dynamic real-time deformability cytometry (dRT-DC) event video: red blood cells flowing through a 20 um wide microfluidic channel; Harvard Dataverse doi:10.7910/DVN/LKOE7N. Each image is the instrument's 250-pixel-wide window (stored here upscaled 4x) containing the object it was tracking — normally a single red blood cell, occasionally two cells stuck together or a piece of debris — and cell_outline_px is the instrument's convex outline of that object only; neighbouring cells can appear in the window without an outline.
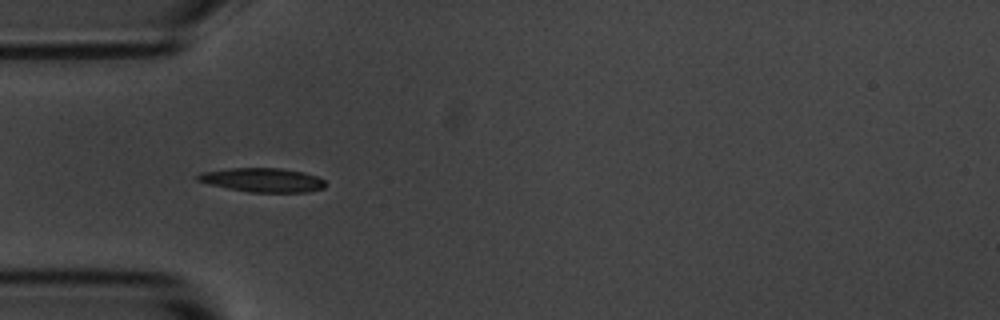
{"species": "common noctule bat (a hibernating species)", "species_latin": "Nyctalus noctula", "temperature_condition": "room temperature", "stored_images_in_passage": 4, "camera_frame_rate_fps": 3000, "um_per_image_px": 0.085, "animal": {"sex": "male", "body_mass_g": 20.1, "forearm_length_mm": 53.5}, "frame": {"image": 1, "passage_image": 3, "time_ms": 3.333, "image_size_px": [1000, 320], "cell_outline_px": [[324, 188], [308, 192], [248, 192], [228, 188], [196, 180], [196, 176], [200, 172], [228, 168], [280, 168], [304, 172], [316, 176], [324, 180]], "centroid_in_image_um": [22.32, 15.29], "position_along_channel_um": 62.7, "area_um2": 17.8}}